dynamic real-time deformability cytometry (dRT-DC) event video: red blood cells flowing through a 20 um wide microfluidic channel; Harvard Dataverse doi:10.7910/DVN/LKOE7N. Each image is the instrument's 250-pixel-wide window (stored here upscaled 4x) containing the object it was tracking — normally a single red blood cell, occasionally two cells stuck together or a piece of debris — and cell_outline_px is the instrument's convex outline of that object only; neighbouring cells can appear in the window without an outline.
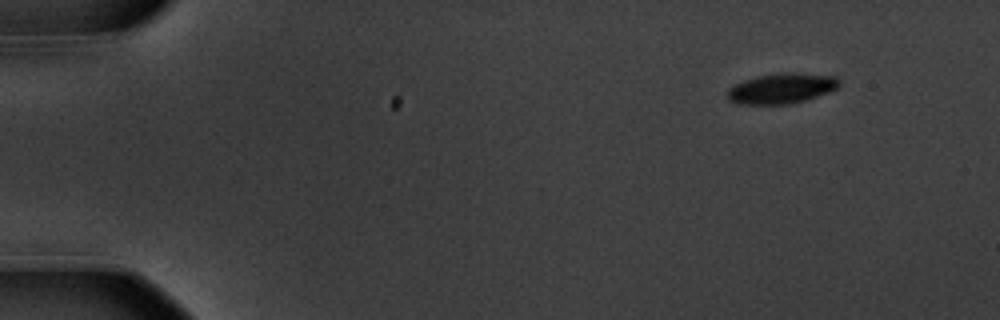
{"species": "common noctule bat (a hibernating species)", "species_latin": "Nyctalus noctula", "temperature_condition": "warm", "stored_images_in_passage": 53, "camera_frame_rate_fps": 3000, "um_per_image_px": 0.085, "animal": {"sex": "male", "body_mass_g": 20.1, "forearm_length_mm": 53.5}, "frame": {"image": 1, "passage_image": 1, "time_ms": 0.0, "image_size_px": [1000, 320], "cell_outline_px": [[840, 84], [836, 88], [828, 92], [804, 100], [788, 104], [736, 104], [728, 100], [728, 88], [744, 80], [760, 76], [780, 72], [784, 72], [836, 76], [840, 80]], "centroid_in_image_um": [66.42, 7.51], "position_along_channel_um": 18.6, "area_um2": 19.54}}
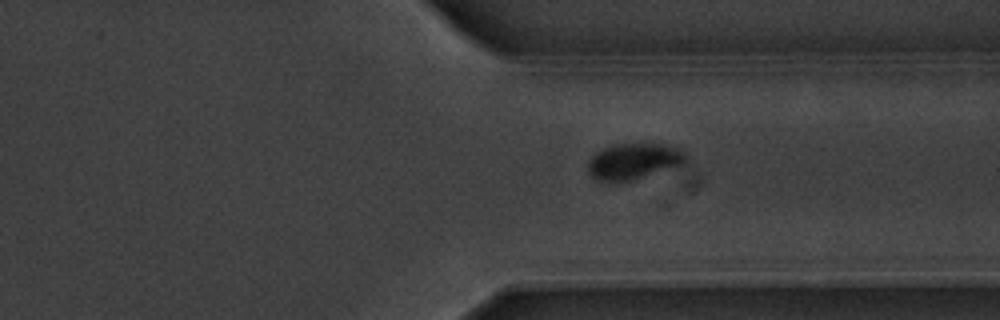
{"frame": {"image": 2, "passage_image": 39, "time_ms": 12.667, "image_size_px": [1000, 320], "cell_outline_px": [[688, 160], [684, 164], [636, 180], [596, 180], [588, 172], [588, 160], [596, 152], [604, 148], [616, 144], [664, 144], [680, 148], [688, 152]], "centroid_in_image_um": [53.94, 13.7], "position_along_channel_um": 357.5, "area_um2": 20.69}}
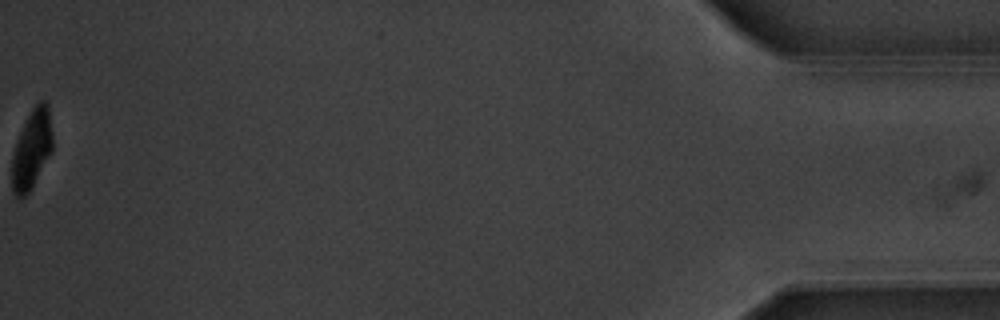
{"frame": {"image": 3, "passage_image": 53, "time_ms": 17.333, "image_size_px": [1000, 320], "cell_outline_px": [[52, 148], [32, 188], [24, 196], [16, 196], [12, 192], [12, 156], [20, 132], [32, 108], [40, 100], [44, 100], [48, 104], [52, 136]], "centroid_in_image_um": [2.69, 12.68], "position_along_channel_um": 432.5, "area_um2": 18.26}, "authors_computed_cell_mechanics": {"area_um2": 21.097, "velocity_mm_per_s": 3.5581, "shape_relaxation_time_tau1_ms": 2.1412, "shape_relaxation_time_tau2_ms": null, "deformation_change_tau1": 0.171, "deformation_change_tau2": null}}